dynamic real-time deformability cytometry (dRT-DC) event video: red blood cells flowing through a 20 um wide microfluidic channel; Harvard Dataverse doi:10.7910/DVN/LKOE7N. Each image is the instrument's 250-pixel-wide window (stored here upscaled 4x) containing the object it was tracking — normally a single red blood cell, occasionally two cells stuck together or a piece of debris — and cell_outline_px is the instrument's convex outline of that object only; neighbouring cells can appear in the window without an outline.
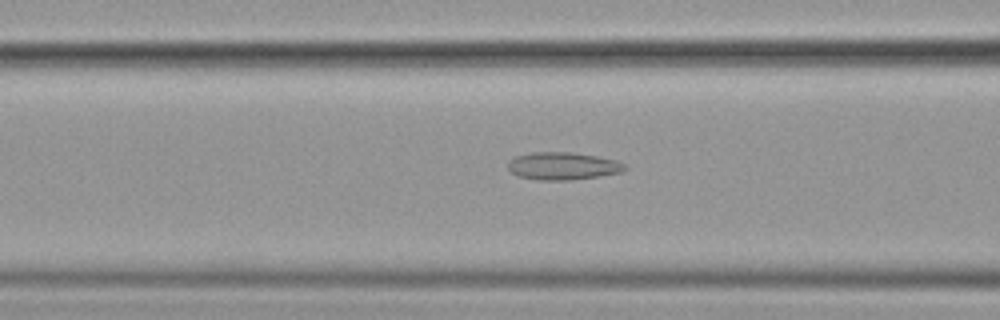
{"species": "common noctule bat (a hibernating species)", "species_latin": "Nyctalus noctula", "temperature_condition": "cold", "stored_images_in_passage": 56, "camera_frame_rate_fps": 3000, "um_per_image_px": 0.085, "animal": {"sex": "female", "body_mass_g": 19.9}, "frame": {"image": 1, "passage_image": 23, "time_ms": 7.333, "image_size_px": [1000, 320], "cell_outline_px": [[628, 168], [620, 172], [600, 176], [572, 180], [536, 180], [520, 176], [512, 172], [508, 168], [508, 160], [516, 156], [532, 152], [572, 152], [596, 156], [616, 160], [624, 164]], "centroid_in_image_um": [47.83, 14.11], "position_along_channel_um": 118.8, "area_um2": 18.79}}
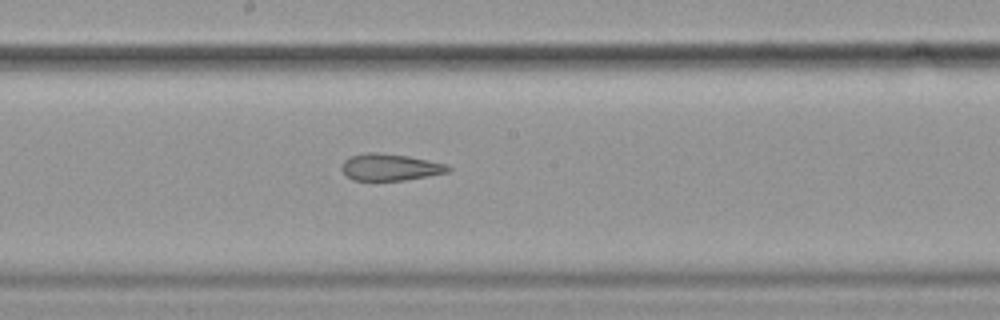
{"frame": {"image": 2, "passage_image": 31, "time_ms": 10.0, "image_size_px": [1000, 320], "cell_outline_px": [[452, 168], [448, 172], [428, 176], [404, 180], [352, 180], [340, 168], [344, 160], [348, 156], [364, 152], [376, 152], [408, 156], [448, 164]], "centroid_in_image_um": [33.15, 14.2], "position_along_channel_um": 215.1, "area_um2": 16.7}}
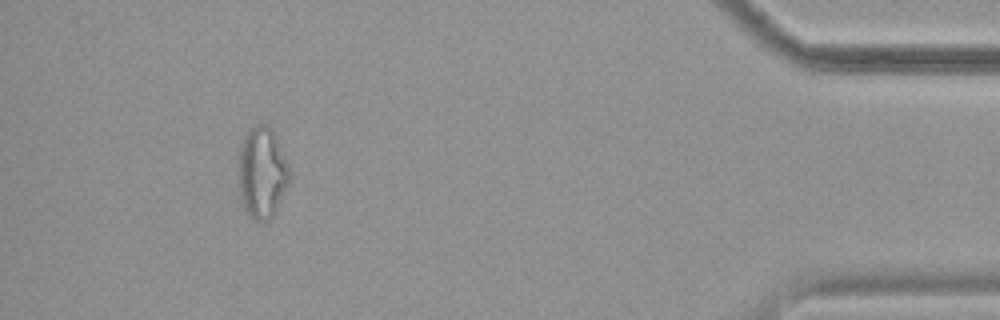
{"frame": {"image": 3, "passage_image": 52, "time_ms": 17.0, "image_size_px": [1000, 320], "cell_outline_px": [[288, 184], [276, 212], [268, 220], [256, 220], [248, 216], [240, 200], [236, 172], [240, 144], [244, 136], [256, 124], [268, 124], [272, 128], [288, 164]], "centroid_in_image_um": [22.22, 14.68], "position_along_channel_um": 413.0, "area_um2": 27.57}, "authors_computed_cell_mechanics": {"area_um2": 20.8658, "velocity_mm_per_s": 3.6172, "shape_relaxation_time_tau1_ms": null, "shape_relaxation_time_tau2_ms": 2.2506, "deformation_change_tau1": null, "deformation_change_tau2": 0.1077}}